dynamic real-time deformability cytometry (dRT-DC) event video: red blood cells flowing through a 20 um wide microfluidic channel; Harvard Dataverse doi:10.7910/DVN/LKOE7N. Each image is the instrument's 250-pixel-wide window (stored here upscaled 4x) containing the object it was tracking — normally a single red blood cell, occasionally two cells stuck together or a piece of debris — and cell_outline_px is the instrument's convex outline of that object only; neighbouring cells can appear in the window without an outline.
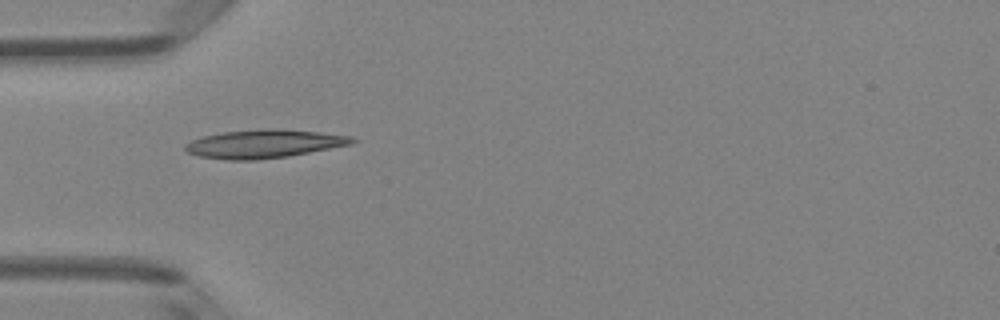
{"species": "Egyptian fruit bat (a non-hibernating species)", "species_latin": "Rousettus aegyptiacus", "temperature_condition": "room temperature", "stored_images_in_passage": 4, "camera_frame_rate_fps": 3000, "um_per_image_px": 0.085, "animal": {"sex": "female"}, "frame": {"image": 1, "passage_image": 1, "time_ms": 0.0, "image_size_px": [1000, 320], "cell_outline_px": [[356, 140], [348, 144], [288, 156], [256, 160], [228, 160], [200, 156], [188, 152], [184, 148], [184, 144], [192, 140], [204, 136], [224, 132], [260, 128], [276, 128], [320, 132], [352, 136]], "centroid_in_image_um": [22.39, 12.21], "position_along_channel_um": 62.6, "area_um2": 27.34}}
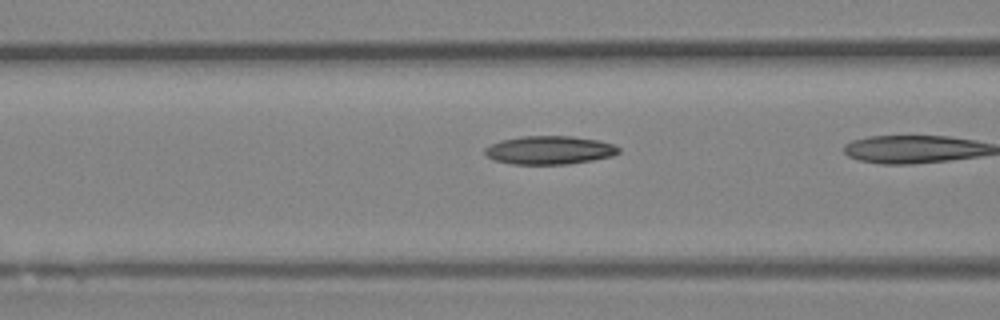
{"frame": {"image": 2, "passage_image": 3, "time_ms": 0.667, "image_size_px": [1000, 320], "cell_outline_px": [[620, 152], [612, 156], [592, 160], [568, 164], [512, 164], [496, 160], [488, 156], [484, 152], [484, 148], [500, 140], [524, 136], [572, 136], [596, 140], [612, 144], [620, 148]], "centroid_in_image_um": [46.71, 12.76], "position_along_channel_um": 119.9, "area_um2": 21.96}}